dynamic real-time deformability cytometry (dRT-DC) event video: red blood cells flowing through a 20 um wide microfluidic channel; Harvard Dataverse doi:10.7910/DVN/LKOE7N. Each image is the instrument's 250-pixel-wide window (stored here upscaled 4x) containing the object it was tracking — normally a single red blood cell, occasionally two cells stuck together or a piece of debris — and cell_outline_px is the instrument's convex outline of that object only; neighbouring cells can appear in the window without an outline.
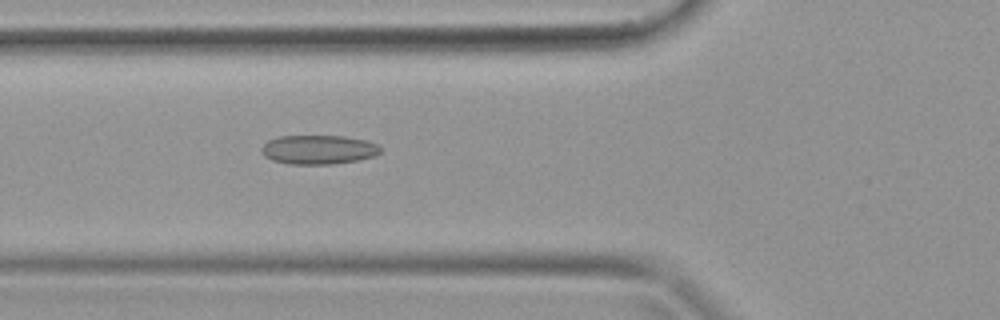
{"species": "common noctule bat (a hibernating species)", "species_latin": "Nyctalus noctula", "temperature_condition": "warm", "stored_images_in_passage": 28, "camera_frame_rate_fps": 3000, "um_per_image_px": 0.085, "animal": {"sex": "female", "body_mass_g": 19.9}, "frame": {"image": 1, "passage_image": 3, "time_ms": 0.667, "image_size_px": [1000, 320], "cell_outline_px": [[380, 152], [376, 156], [356, 160], [332, 164], [288, 164], [272, 160], [264, 156], [260, 152], [260, 148], [268, 140], [280, 136], [344, 136], [364, 140], [376, 144], [380, 148]], "centroid_in_image_um": [27.02, 12.72], "position_along_channel_um": 98.8, "area_um2": 20.17}}
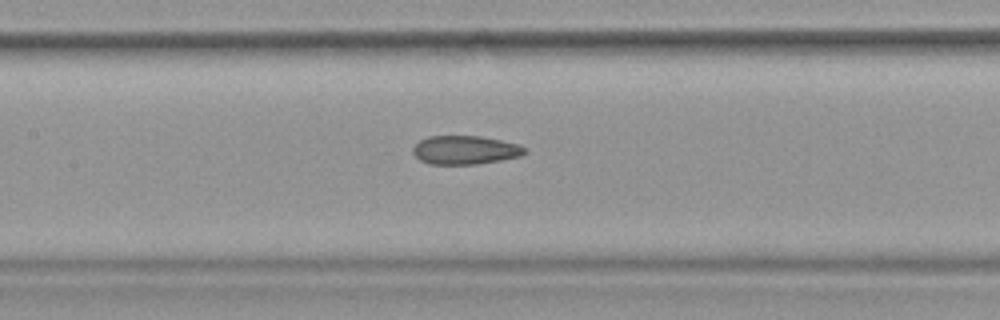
{"frame": {"image": 2, "passage_image": 7, "time_ms": 2.0, "image_size_px": [1000, 320], "cell_outline_px": [[528, 152], [520, 156], [500, 160], [476, 164], [428, 164], [420, 160], [412, 152], [412, 148], [420, 140], [428, 136], [480, 136], [520, 144]], "centroid_in_image_um": [39.53, 12.75], "position_along_channel_um": 167.9, "area_um2": 18.67}}
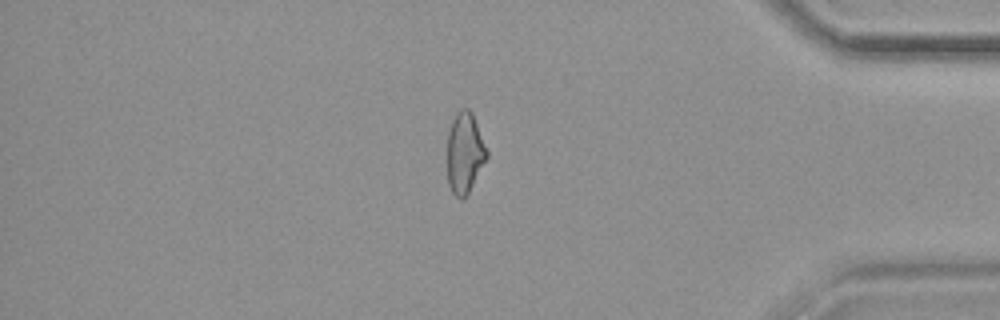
{"frame": {"image": 3, "passage_image": 22, "time_ms": 7.0, "image_size_px": [1000, 320], "cell_outline_px": [[488, 156], [468, 192], [460, 200], [452, 192], [448, 184], [448, 132], [452, 120], [456, 112], [460, 108], [468, 108], [472, 112], [488, 152]], "centroid_in_image_um": [39.49, 12.95], "position_along_channel_um": 395.7, "area_um2": 18.38}}